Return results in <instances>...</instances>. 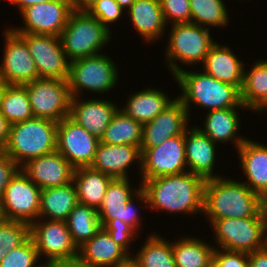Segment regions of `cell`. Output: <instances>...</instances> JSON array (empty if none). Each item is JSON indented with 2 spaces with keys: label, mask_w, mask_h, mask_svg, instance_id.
<instances>
[{
  "label": "cell",
  "mask_w": 267,
  "mask_h": 267,
  "mask_svg": "<svg viewBox=\"0 0 267 267\" xmlns=\"http://www.w3.org/2000/svg\"><path fill=\"white\" fill-rule=\"evenodd\" d=\"M205 179L189 171L140 180L152 211L202 215Z\"/></svg>",
  "instance_id": "6da1fadb"
},
{
  "label": "cell",
  "mask_w": 267,
  "mask_h": 267,
  "mask_svg": "<svg viewBox=\"0 0 267 267\" xmlns=\"http://www.w3.org/2000/svg\"><path fill=\"white\" fill-rule=\"evenodd\" d=\"M262 209L263 198L242 181L223 176L205 181L203 216L208 224L225 218L255 217Z\"/></svg>",
  "instance_id": "7a4b0ae2"
},
{
  "label": "cell",
  "mask_w": 267,
  "mask_h": 267,
  "mask_svg": "<svg viewBox=\"0 0 267 267\" xmlns=\"http://www.w3.org/2000/svg\"><path fill=\"white\" fill-rule=\"evenodd\" d=\"M202 71V72H201ZM181 70L173 80L178 83L181 94L177 98L188 110L190 121L195 105L212 111L233 107H245L241 102L240 90L231 84L221 82L206 74L203 70ZM193 104V105H192ZM191 110V111H190Z\"/></svg>",
  "instance_id": "3957f363"
},
{
  "label": "cell",
  "mask_w": 267,
  "mask_h": 267,
  "mask_svg": "<svg viewBox=\"0 0 267 267\" xmlns=\"http://www.w3.org/2000/svg\"><path fill=\"white\" fill-rule=\"evenodd\" d=\"M171 26L165 48V63L174 77L183 68L204 63L206 55L216 43L209 28L194 23H178ZM179 62V64H178ZM181 63V64H180ZM181 65V66H180Z\"/></svg>",
  "instance_id": "277c9868"
},
{
  "label": "cell",
  "mask_w": 267,
  "mask_h": 267,
  "mask_svg": "<svg viewBox=\"0 0 267 267\" xmlns=\"http://www.w3.org/2000/svg\"><path fill=\"white\" fill-rule=\"evenodd\" d=\"M58 123L33 117L10 125L3 151L20 167L28 160L56 151Z\"/></svg>",
  "instance_id": "5b68a950"
},
{
  "label": "cell",
  "mask_w": 267,
  "mask_h": 267,
  "mask_svg": "<svg viewBox=\"0 0 267 267\" xmlns=\"http://www.w3.org/2000/svg\"><path fill=\"white\" fill-rule=\"evenodd\" d=\"M111 34L112 31L87 10H73L59 37L67 58L72 62L102 54V49L112 40Z\"/></svg>",
  "instance_id": "8992f818"
},
{
  "label": "cell",
  "mask_w": 267,
  "mask_h": 267,
  "mask_svg": "<svg viewBox=\"0 0 267 267\" xmlns=\"http://www.w3.org/2000/svg\"><path fill=\"white\" fill-rule=\"evenodd\" d=\"M214 247L244 253H253L266 246L267 215L262 209L255 217L213 220Z\"/></svg>",
  "instance_id": "52a82bcc"
},
{
  "label": "cell",
  "mask_w": 267,
  "mask_h": 267,
  "mask_svg": "<svg viewBox=\"0 0 267 267\" xmlns=\"http://www.w3.org/2000/svg\"><path fill=\"white\" fill-rule=\"evenodd\" d=\"M115 63L105 53L70 62L67 81L71 97L83 96L84 91L98 94L110 92L120 77Z\"/></svg>",
  "instance_id": "ba28073f"
},
{
  "label": "cell",
  "mask_w": 267,
  "mask_h": 267,
  "mask_svg": "<svg viewBox=\"0 0 267 267\" xmlns=\"http://www.w3.org/2000/svg\"><path fill=\"white\" fill-rule=\"evenodd\" d=\"M130 184L129 178H115L109 183L103 202L97 210L102 228L110 220L117 218L131 226L137 233L140 231L142 218L135 204L145 205V208H148V201L145 192L141 189V184L137 189L135 186L132 188L133 184ZM139 200L140 204H138Z\"/></svg>",
  "instance_id": "9c48e42d"
},
{
  "label": "cell",
  "mask_w": 267,
  "mask_h": 267,
  "mask_svg": "<svg viewBox=\"0 0 267 267\" xmlns=\"http://www.w3.org/2000/svg\"><path fill=\"white\" fill-rule=\"evenodd\" d=\"M24 86L34 117L58 123L69 116L72 97L67 80L38 78Z\"/></svg>",
  "instance_id": "30bf717a"
},
{
  "label": "cell",
  "mask_w": 267,
  "mask_h": 267,
  "mask_svg": "<svg viewBox=\"0 0 267 267\" xmlns=\"http://www.w3.org/2000/svg\"><path fill=\"white\" fill-rule=\"evenodd\" d=\"M40 200L41 189L19 170L0 200V217L31 225L39 218Z\"/></svg>",
  "instance_id": "8fae6325"
},
{
  "label": "cell",
  "mask_w": 267,
  "mask_h": 267,
  "mask_svg": "<svg viewBox=\"0 0 267 267\" xmlns=\"http://www.w3.org/2000/svg\"><path fill=\"white\" fill-rule=\"evenodd\" d=\"M30 237L40 260H45L42 263L79 256V248L72 239L66 221L38 218L30 225Z\"/></svg>",
  "instance_id": "7c38bea8"
},
{
  "label": "cell",
  "mask_w": 267,
  "mask_h": 267,
  "mask_svg": "<svg viewBox=\"0 0 267 267\" xmlns=\"http://www.w3.org/2000/svg\"><path fill=\"white\" fill-rule=\"evenodd\" d=\"M27 44L39 78L68 80L70 61L60 37L32 33H17Z\"/></svg>",
  "instance_id": "4fadbf2b"
},
{
  "label": "cell",
  "mask_w": 267,
  "mask_h": 267,
  "mask_svg": "<svg viewBox=\"0 0 267 267\" xmlns=\"http://www.w3.org/2000/svg\"><path fill=\"white\" fill-rule=\"evenodd\" d=\"M140 180L187 172L185 133L167 139L142 153Z\"/></svg>",
  "instance_id": "5bb4252c"
},
{
  "label": "cell",
  "mask_w": 267,
  "mask_h": 267,
  "mask_svg": "<svg viewBox=\"0 0 267 267\" xmlns=\"http://www.w3.org/2000/svg\"><path fill=\"white\" fill-rule=\"evenodd\" d=\"M73 9L69 0H51L30 5L19 14L24 26L11 29L15 33H32L59 37Z\"/></svg>",
  "instance_id": "9a60e30c"
},
{
  "label": "cell",
  "mask_w": 267,
  "mask_h": 267,
  "mask_svg": "<svg viewBox=\"0 0 267 267\" xmlns=\"http://www.w3.org/2000/svg\"><path fill=\"white\" fill-rule=\"evenodd\" d=\"M4 52L0 60V77L9 85H25L39 78L26 42L9 26L4 29Z\"/></svg>",
  "instance_id": "2e32d148"
},
{
  "label": "cell",
  "mask_w": 267,
  "mask_h": 267,
  "mask_svg": "<svg viewBox=\"0 0 267 267\" xmlns=\"http://www.w3.org/2000/svg\"><path fill=\"white\" fill-rule=\"evenodd\" d=\"M99 142L69 116L58 122L56 150L75 169L92 164Z\"/></svg>",
  "instance_id": "e0dca14e"
},
{
  "label": "cell",
  "mask_w": 267,
  "mask_h": 267,
  "mask_svg": "<svg viewBox=\"0 0 267 267\" xmlns=\"http://www.w3.org/2000/svg\"><path fill=\"white\" fill-rule=\"evenodd\" d=\"M190 116L183 103L176 98L165 110L143 125L140 152L161 145L167 139L182 135L189 128Z\"/></svg>",
  "instance_id": "ac0fdd59"
},
{
  "label": "cell",
  "mask_w": 267,
  "mask_h": 267,
  "mask_svg": "<svg viewBox=\"0 0 267 267\" xmlns=\"http://www.w3.org/2000/svg\"><path fill=\"white\" fill-rule=\"evenodd\" d=\"M20 170L42 190L71 183L75 168L56 150L28 160Z\"/></svg>",
  "instance_id": "d6986e66"
},
{
  "label": "cell",
  "mask_w": 267,
  "mask_h": 267,
  "mask_svg": "<svg viewBox=\"0 0 267 267\" xmlns=\"http://www.w3.org/2000/svg\"><path fill=\"white\" fill-rule=\"evenodd\" d=\"M117 105L104 98L72 97L69 117L100 140L119 108Z\"/></svg>",
  "instance_id": "ffe728a7"
},
{
  "label": "cell",
  "mask_w": 267,
  "mask_h": 267,
  "mask_svg": "<svg viewBox=\"0 0 267 267\" xmlns=\"http://www.w3.org/2000/svg\"><path fill=\"white\" fill-rule=\"evenodd\" d=\"M142 154L140 148L134 145H108L98 143L91 168L115 178H131L128 173L131 165L138 166L141 173ZM128 171V172H127Z\"/></svg>",
  "instance_id": "44dd1931"
},
{
  "label": "cell",
  "mask_w": 267,
  "mask_h": 267,
  "mask_svg": "<svg viewBox=\"0 0 267 267\" xmlns=\"http://www.w3.org/2000/svg\"><path fill=\"white\" fill-rule=\"evenodd\" d=\"M192 126L185 131L187 170L201 176L205 180L222 177L223 175L218 173L216 175L214 171V166L217 162V144L211 141L196 126Z\"/></svg>",
  "instance_id": "7402d4cb"
},
{
  "label": "cell",
  "mask_w": 267,
  "mask_h": 267,
  "mask_svg": "<svg viewBox=\"0 0 267 267\" xmlns=\"http://www.w3.org/2000/svg\"><path fill=\"white\" fill-rule=\"evenodd\" d=\"M239 108L248 111L246 107L212 110L204 116L203 126H195L218 146L221 142L224 144L230 142L235 144L233 148L237 150L247 139L246 136L238 134L240 133L239 128H241Z\"/></svg>",
  "instance_id": "603a6c76"
},
{
  "label": "cell",
  "mask_w": 267,
  "mask_h": 267,
  "mask_svg": "<svg viewBox=\"0 0 267 267\" xmlns=\"http://www.w3.org/2000/svg\"><path fill=\"white\" fill-rule=\"evenodd\" d=\"M236 153L247 179L243 183L264 198L267 195V145L247 138Z\"/></svg>",
  "instance_id": "cb8c5ba5"
},
{
  "label": "cell",
  "mask_w": 267,
  "mask_h": 267,
  "mask_svg": "<svg viewBox=\"0 0 267 267\" xmlns=\"http://www.w3.org/2000/svg\"><path fill=\"white\" fill-rule=\"evenodd\" d=\"M234 52L228 45L216 41L201 66L206 74L241 90L245 65Z\"/></svg>",
  "instance_id": "d4e9b609"
},
{
  "label": "cell",
  "mask_w": 267,
  "mask_h": 267,
  "mask_svg": "<svg viewBox=\"0 0 267 267\" xmlns=\"http://www.w3.org/2000/svg\"><path fill=\"white\" fill-rule=\"evenodd\" d=\"M167 92L154 87H145L142 91L130 92L124 106L119 107L127 116L142 125L150 122L165 110L174 99L170 98Z\"/></svg>",
  "instance_id": "484cf974"
},
{
  "label": "cell",
  "mask_w": 267,
  "mask_h": 267,
  "mask_svg": "<svg viewBox=\"0 0 267 267\" xmlns=\"http://www.w3.org/2000/svg\"><path fill=\"white\" fill-rule=\"evenodd\" d=\"M132 22L136 33L147 43L158 41L164 36L167 25L159 0H135L131 7L125 11ZM163 35V36H162Z\"/></svg>",
  "instance_id": "4316f807"
},
{
  "label": "cell",
  "mask_w": 267,
  "mask_h": 267,
  "mask_svg": "<svg viewBox=\"0 0 267 267\" xmlns=\"http://www.w3.org/2000/svg\"><path fill=\"white\" fill-rule=\"evenodd\" d=\"M79 257L91 267H113L131 256L101 227L90 240L79 247Z\"/></svg>",
  "instance_id": "83f0119b"
},
{
  "label": "cell",
  "mask_w": 267,
  "mask_h": 267,
  "mask_svg": "<svg viewBox=\"0 0 267 267\" xmlns=\"http://www.w3.org/2000/svg\"><path fill=\"white\" fill-rule=\"evenodd\" d=\"M245 68L240 90L241 102L249 111L259 115L267 106V60L259 59L249 70Z\"/></svg>",
  "instance_id": "f1b7e54d"
},
{
  "label": "cell",
  "mask_w": 267,
  "mask_h": 267,
  "mask_svg": "<svg viewBox=\"0 0 267 267\" xmlns=\"http://www.w3.org/2000/svg\"><path fill=\"white\" fill-rule=\"evenodd\" d=\"M78 203L73 181L63 186L42 189L39 218L66 221L69 213Z\"/></svg>",
  "instance_id": "f546056e"
},
{
  "label": "cell",
  "mask_w": 267,
  "mask_h": 267,
  "mask_svg": "<svg viewBox=\"0 0 267 267\" xmlns=\"http://www.w3.org/2000/svg\"><path fill=\"white\" fill-rule=\"evenodd\" d=\"M112 179L111 176L94 170L90 166L76 168L73 173V183L78 202L98 210Z\"/></svg>",
  "instance_id": "4dcf8cb0"
},
{
  "label": "cell",
  "mask_w": 267,
  "mask_h": 267,
  "mask_svg": "<svg viewBox=\"0 0 267 267\" xmlns=\"http://www.w3.org/2000/svg\"><path fill=\"white\" fill-rule=\"evenodd\" d=\"M215 247L199 237L183 236L172 241L176 267H208Z\"/></svg>",
  "instance_id": "1f68e13d"
},
{
  "label": "cell",
  "mask_w": 267,
  "mask_h": 267,
  "mask_svg": "<svg viewBox=\"0 0 267 267\" xmlns=\"http://www.w3.org/2000/svg\"><path fill=\"white\" fill-rule=\"evenodd\" d=\"M131 258L139 267H176L172 254V241L153 231Z\"/></svg>",
  "instance_id": "d6a6232c"
},
{
  "label": "cell",
  "mask_w": 267,
  "mask_h": 267,
  "mask_svg": "<svg viewBox=\"0 0 267 267\" xmlns=\"http://www.w3.org/2000/svg\"><path fill=\"white\" fill-rule=\"evenodd\" d=\"M142 133L143 125L118 108L105 129L100 142L108 145H134L140 148Z\"/></svg>",
  "instance_id": "836d02e7"
},
{
  "label": "cell",
  "mask_w": 267,
  "mask_h": 267,
  "mask_svg": "<svg viewBox=\"0 0 267 267\" xmlns=\"http://www.w3.org/2000/svg\"><path fill=\"white\" fill-rule=\"evenodd\" d=\"M66 224L78 248L101 228L97 210L80 203L69 213Z\"/></svg>",
  "instance_id": "e575fe53"
},
{
  "label": "cell",
  "mask_w": 267,
  "mask_h": 267,
  "mask_svg": "<svg viewBox=\"0 0 267 267\" xmlns=\"http://www.w3.org/2000/svg\"><path fill=\"white\" fill-rule=\"evenodd\" d=\"M224 0H189L191 23L206 28H226L230 18Z\"/></svg>",
  "instance_id": "d590c367"
},
{
  "label": "cell",
  "mask_w": 267,
  "mask_h": 267,
  "mask_svg": "<svg viewBox=\"0 0 267 267\" xmlns=\"http://www.w3.org/2000/svg\"><path fill=\"white\" fill-rule=\"evenodd\" d=\"M0 112L10 125L34 117L24 85H8L1 101Z\"/></svg>",
  "instance_id": "8d00e7d4"
},
{
  "label": "cell",
  "mask_w": 267,
  "mask_h": 267,
  "mask_svg": "<svg viewBox=\"0 0 267 267\" xmlns=\"http://www.w3.org/2000/svg\"><path fill=\"white\" fill-rule=\"evenodd\" d=\"M30 237V225L21 221L0 219V262L8 252Z\"/></svg>",
  "instance_id": "74e56055"
},
{
  "label": "cell",
  "mask_w": 267,
  "mask_h": 267,
  "mask_svg": "<svg viewBox=\"0 0 267 267\" xmlns=\"http://www.w3.org/2000/svg\"><path fill=\"white\" fill-rule=\"evenodd\" d=\"M36 246L31 237L22 245L12 249L0 262V267H43Z\"/></svg>",
  "instance_id": "f35d334b"
},
{
  "label": "cell",
  "mask_w": 267,
  "mask_h": 267,
  "mask_svg": "<svg viewBox=\"0 0 267 267\" xmlns=\"http://www.w3.org/2000/svg\"><path fill=\"white\" fill-rule=\"evenodd\" d=\"M87 11L110 31L112 23L120 21L126 13L116 0H96Z\"/></svg>",
  "instance_id": "ab89813d"
},
{
  "label": "cell",
  "mask_w": 267,
  "mask_h": 267,
  "mask_svg": "<svg viewBox=\"0 0 267 267\" xmlns=\"http://www.w3.org/2000/svg\"><path fill=\"white\" fill-rule=\"evenodd\" d=\"M103 228L116 244L120 245L130 256L133 254L132 251L129 252L130 247L132 248V242H136L135 240L139 238L140 233H137L131 226L117 218L110 220Z\"/></svg>",
  "instance_id": "60d3db41"
},
{
  "label": "cell",
  "mask_w": 267,
  "mask_h": 267,
  "mask_svg": "<svg viewBox=\"0 0 267 267\" xmlns=\"http://www.w3.org/2000/svg\"><path fill=\"white\" fill-rule=\"evenodd\" d=\"M163 18L168 24L191 22V10L189 0H159Z\"/></svg>",
  "instance_id": "b9f144b4"
},
{
  "label": "cell",
  "mask_w": 267,
  "mask_h": 267,
  "mask_svg": "<svg viewBox=\"0 0 267 267\" xmlns=\"http://www.w3.org/2000/svg\"><path fill=\"white\" fill-rule=\"evenodd\" d=\"M213 258L222 267H248V254L244 252L215 248Z\"/></svg>",
  "instance_id": "7bdbcfd3"
},
{
  "label": "cell",
  "mask_w": 267,
  "mask_h": 267,
  "mask_svg": "<svg viewBox=\"0 0 267 267\" xmlns=\"http://www.w3.org/2000/svg\"><path fill=\"white\" fill-rule=\"evenodd\" d=\"M20 166L14 162L3 150H0V200L10 183L18 173Z\"/></svg>",
  "instance_id": "ee69618b"
},
{
  "label": "cell",
  "mask_w": 267,
  "mask_h": 267,
  "mask_svg": "<svg viewBox=\"0 0 267 267\" xmlns=\"http://www.w3.org/2000/svg\"><path fill=\"white\" fill-rule=\"evenodd\" d=\"M43 267H91L85 261H83L79 256L69 258L53 260L43 263Z\"/></svg>",
  "instance_id": "f6af8a7d"
},
{
  "label": "cell",
  "mask_w": 267,
  "mask_h": 267,
  "mask_svg": "<svg viewBox=\"0 0 267 267\" xmlns=\"http://www.w3.org/2000/svg\"><path fill=\"white\" fill-rule=\"evenodd\" d=\"M248 267H267V245L248 254Z\"/></svg>",
  "instance_id": "bcb514c9"
},
{
  "label": "cell",
  "mask_w": 267,
  "mask_h": 267,
  "mask_svg": "<svg viewBox=\"0 0 267 267\" xmlns=\"http://www.w3.org/2000/svg\"><path fill=\"white\" fill-rule=\"evenodd\" d=\"M10 123L0 112V150H3L9 137Z\"/></svg>",
  "instance_id": "7dc6e473"
},
{
  "label": "cell",
  "mask_w": 267,
  "mask_h": 267,
  "mask_svg": "<svg viewBox=\"0 0 267 267\" xmlns=\"http://www.w3.org/2000/svg\"><path fill=\"white\" fill-rule=\"evenodd\" d=\"M9 2L11 5H15L18 9L19 12H21L23 9L30 5H34L37 3H42L46 1H51V0H6Z\"/></svg>",
  "instance_id": "c3c4849f"
},
{
  "label": "cell",
  "mask_w": 267,
  "mask_h": 267,
  "mask_svg": "<svg viewBox=\"0 0 267 267\" xmlns=\"http://www.w3.org/2000/svg\"><path fill=\"white\" fill-rule=\"evenodd\" d=\"M96 0H69L73 10H88Z\"/></svg>",
  "instance_id": "681fc988"
},
{
  "label": "cell",
  "mask_w": 267,
  "mask_h": 267,
  "mask_svg": "<svg viewBox=\"0 0 267 267\" xmlns=\"http://www.w3.org/2000/svg\"><path fill=\"white\" fill-rule=\"evenodd\" d=\"M113 267H139L138 264L130 257L127 261L117 264Z\"/></svg>",
  "instance_id": "f907efd6"
},
{
  "label": "cell",
  "mask_w": 267,
  "mask_h": 267,
  "mask_svg": "<svg viewBox=\"0 0 267 267\" xmlns=\"http://www.w3.org/2000/svg\"><path fill=\"white\" fill-rule=\"evenodd\" d=\"M117 3L127 11L135 0H116Z\"/></svg>",
  "instance_id": "816d5d0a"
},
{
  "label": "cell",
  "mask_w": 267,
  "mask_h": 267,
  "mask_svg": "<svg viewBox=\"0 0 267 267\" xmlns=\"http://www.w3.org/2000/svg\"><path fill=\"white\" fill-rule=\"evenodd\" d=\"M8 83L5 82L1 77H0V105H1V101L4 95V92L6 91L7 87H8Z\"/></svg>",
  "instance_id": "f5cc1de1"
},
{
  "label": "cell",
  "mask_w": 267,
  "mask_h": 267,
  "mask_svg": "<svg viewBox=\"0 0 267 267\" xmlns=\"http://www.w3.org/2000/svg\"><path fill=\"white\" fill-rule=\"evenodd\" d=\"M208 267H222L214 258L210 261Z\"/></svg>",
  "instance_id": "db71d44e"
},
{
  "label": "cell",
  "mask_w": 267,
  "mask_h": 267,
  "mask_svg": "<svg viewBox=\"0 0 267 267\" xmlns=\"http://www.w3.org/2000/svg\"><path fill=\"white\" fill-rule=\"evenodd\" d=\"M263 210L267 215V195L263 198Z\"/></svg>",
  "instance_id": "11a10c76"
},
{
  "label": "cell",
  "mask_w": 267,
  "mask_h": 267,
  "mask_svg": "<svg viewBox=\"0 0 267 267\" xmlns=\"http://www.w3.org/2000/svg\"><path fill=\"white\" fill-rule=\"evenodd\" d=\"M265 111L267 112V106L261 111V113H264Z\"/></svg>",
  "instance_id": "9f6ffc18"
}]
</instances>
